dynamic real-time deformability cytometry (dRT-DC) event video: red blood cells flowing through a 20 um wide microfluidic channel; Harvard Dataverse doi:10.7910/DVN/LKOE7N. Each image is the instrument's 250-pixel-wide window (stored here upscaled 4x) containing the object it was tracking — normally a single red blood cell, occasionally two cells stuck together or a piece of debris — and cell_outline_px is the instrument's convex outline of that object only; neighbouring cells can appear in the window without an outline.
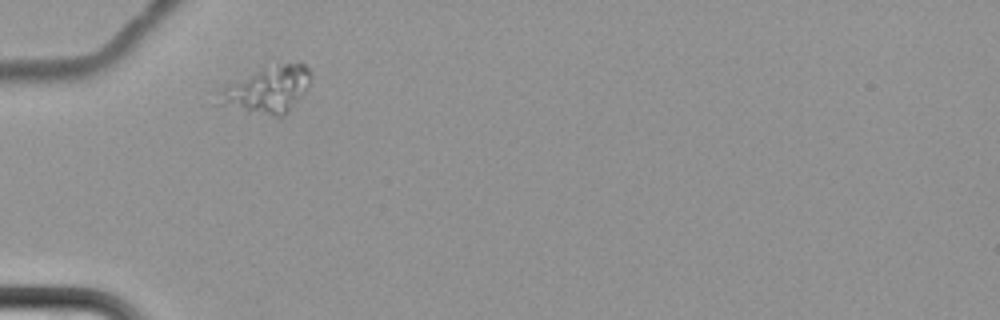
{"species": "common noctule bat (a hibernating species)", "species_latin": "Nyctalus noctula", "temperature_condition": "cold", "stored_images_in_passage": 2, "camera_frame_rate_fps": 3000, "um_per_image_px": 0.085, "animal": {"sex": "female", "body_mass_g": 22.7, "forearm_length_mm": 54.2}, "frame": {"image": 1, "passage_image": 1, "time_ms": 0.0, "image_size_px": [1000, 320], "cell_outline_px": [[308, 84], [304, 92], [288, 112], [284, 116], [276, 116], [248, 112], [216, 104], [216, 92], [264, 68], [284, 64], [304, 64], [308, 68]], "centroid_in_image_um": [22.69, 7.69], "position_along_channel_um": 62.3, "area_um2": 23.93}}
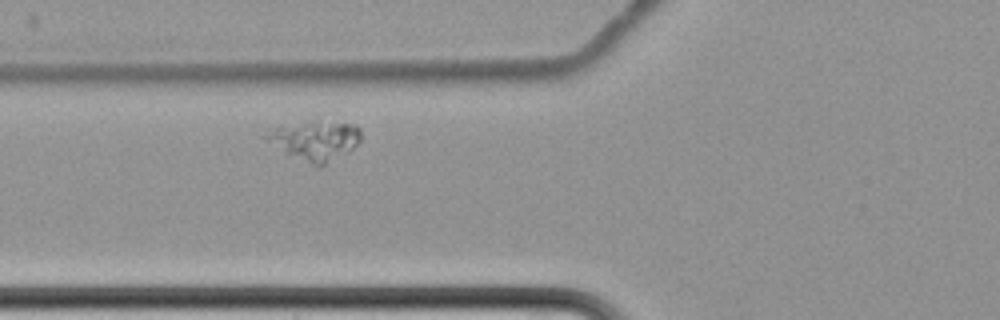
{"frame": {"image": 2, "passage_image": 2, "time_ms": 1.333, "image_size_px": [1000, 320], "cell_outline_px": [[360, 140], [348, 152], [320, 168], [288, 156], [268, 140], [264, 136], [276, 128], [312, 124], [356, 124], [360, 128]], "centroid_in_image_um": [26.83, 12.05], "position_along_channel_um": 99.0, "area_um2": 20.58}}